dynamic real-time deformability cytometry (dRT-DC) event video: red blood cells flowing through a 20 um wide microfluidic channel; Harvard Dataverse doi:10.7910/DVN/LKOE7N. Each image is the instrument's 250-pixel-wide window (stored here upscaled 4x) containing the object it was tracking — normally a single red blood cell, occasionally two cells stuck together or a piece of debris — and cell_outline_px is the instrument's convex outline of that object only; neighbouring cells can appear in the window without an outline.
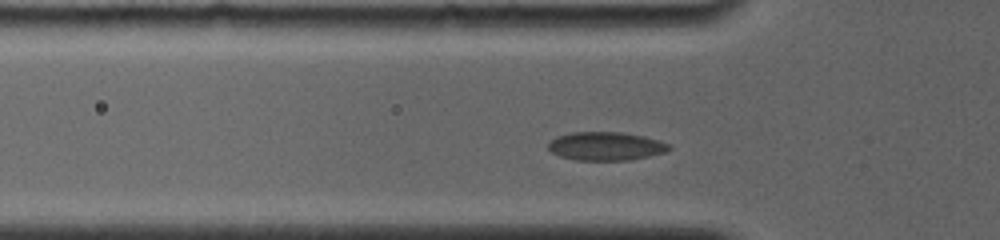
{"species": "common noctule bat (a hibernating species)", "species_latin": "Nyctalus noctula", "temperature_condition": "room temperature", "stored_images_in_passage": 58, "camera_frame_rate_fps": 4000, "um_per_image_px": 0.085, "animal": {"sex": "female", "body_mass_g": 19.0, "forearm_length_mm": 56.7}, "frame": {"image": 1, "passage_image": 11, "time_ms": 2.25, "image_size_px": [1000, 240], "cell_outline_px": [[672, 148], [664, 152], [648, 156], [628, 160], [576, 160], [560, 156], [552, 152], [548, 148], [548, 144], [556, 136], [572, 132], [624, 132], [644, 136], [672, 144]], "centroid_in_image_um": [51.51, 12.41], "position_along_channel_um": 74.3, "area_um2": 20.06}}
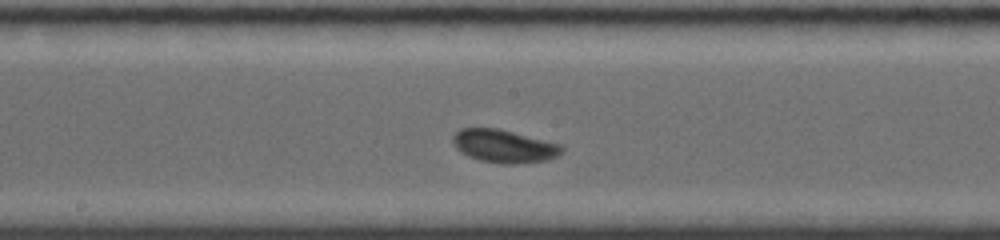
{"frame": {"image": 2, "passage_image": 32, "time_ms": 5.75, "image_size_px": [1000, 240], "cell_outline_px": [[564, 152], [548, 160], [512, 164], [504, 164], [480, 160], [468, 156], [456, 148], [452, 144], [452, 136], [460, 128], [496, 128], [560, 144], [564, 148]], "centroid_in_image_um": [42.82, 12.42], "position_along_channel_um": 205.4, "area_um2": 20.81}}
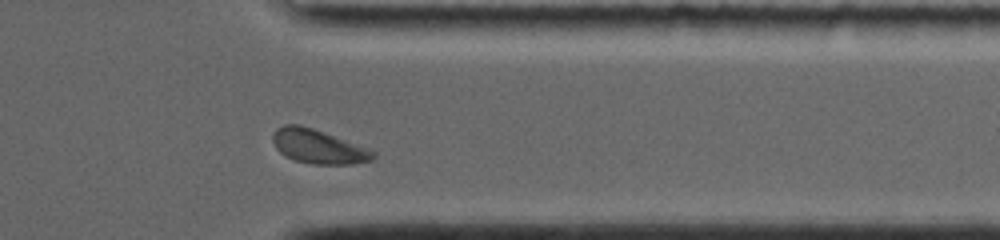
{"frame": {"image": 3, "passage_image": 51, "time_ms": 10.5, "image_size_px": [1000, 240], "cell_outline_px": [[376, 156], [372, 160], [352, 164], [312, 164], [292, 160], [284, 156], [276, 148], [272, 140], [272, 136], [276, 128], [284, 124], [300, 124], [372, 148], [376, 152]], "centroid_in_image_um": [27.07, 12.45], "position_along_channel_um": 384.3, "area_um2": 20.35}, "authors_computed_cell_mechanics": {"area_um2": 19.8543, "velocity_mm_per_s": 3.7521, "shape_relaxation_time_tau1_ms": 2.9072, "shape_relaxation_time_tau2_ms": null, "deformation_change_tau1": 0.0723, "deformation_change_tau2": null}}